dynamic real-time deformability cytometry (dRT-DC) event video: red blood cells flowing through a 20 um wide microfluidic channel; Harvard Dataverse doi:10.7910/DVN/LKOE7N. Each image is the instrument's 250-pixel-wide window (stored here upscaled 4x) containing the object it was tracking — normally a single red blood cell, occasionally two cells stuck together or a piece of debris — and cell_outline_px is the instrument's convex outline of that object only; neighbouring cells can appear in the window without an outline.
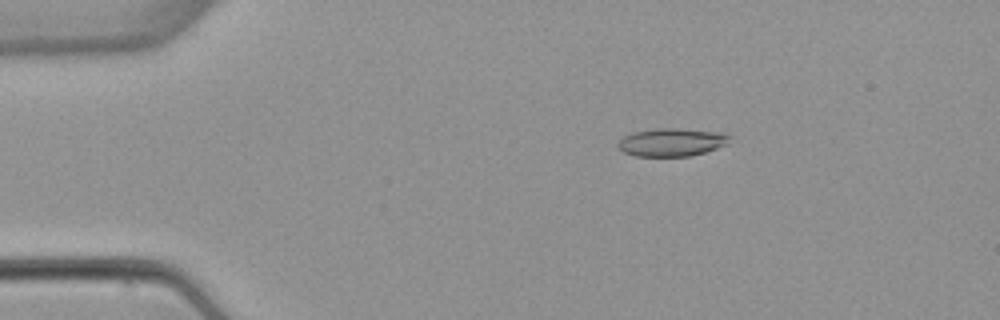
{"species": "common noctule bat (a hibernating species)", "species_latin": "Nyctalus noctula", "temperature_condition": "warm", "stored_images_in_passage": 4, "camera_frame_rate_fps": 3000, "um_per_image_px": 0.085, "animal": {"sex": "female", "body_mass_g": 22.7, "forearm_length_mm": 54.2}, "frame": {"image": 1, "passage_image": 3, "time_ms": 2.333, "image_size_px": [1000, 320], "cell_outline_px": [[732, 136], [728, 144], [692, 156], [636, 156], [624, 152], [616, 144], [624, 136], [632, 132], [656, 128], [676, 128], [724, 132]], "centroid_in_image_um": [57.13, 12.08], "position_along_channel_um": 27.9, "area_um2": 18.38}}